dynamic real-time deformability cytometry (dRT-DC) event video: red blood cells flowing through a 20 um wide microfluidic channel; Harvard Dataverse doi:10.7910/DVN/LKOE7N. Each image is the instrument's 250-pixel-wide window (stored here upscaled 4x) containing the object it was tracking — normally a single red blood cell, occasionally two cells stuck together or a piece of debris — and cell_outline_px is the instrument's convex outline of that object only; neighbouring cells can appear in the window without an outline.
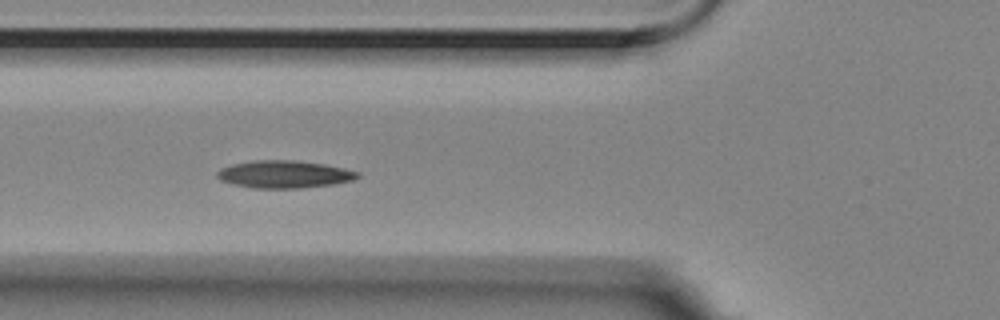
{"species": "Egyptian fruit bat (a non-hibernating species)", "species_latin": "Rousettus aegyptiacus", "temperature_condition": "room temperature", "stored_images_in_passage": 6, "camera_frame_rate_fps": 3000, "um_per_image_px": 0.085, "animal": {"sex": "female"}, "frame": {"image": 1, "passage_image": 5, "time_ms": 1.333, "image_size_px": [1000, 320], "cell_outline_px": [[360, 176], [352, 180], [336, 184], [300, 188], [252, 188], [232, 184], [220, 180], [216, 176], [216, 172], [220, 168], [232, 164], [252, 160], [292, 160], [324, 164], [344, 168], [360, 172]], "centroid_in_image_um": [24.14, 14.81], "position_along_channel_um": 101.7, "area_um2": 22.66}}
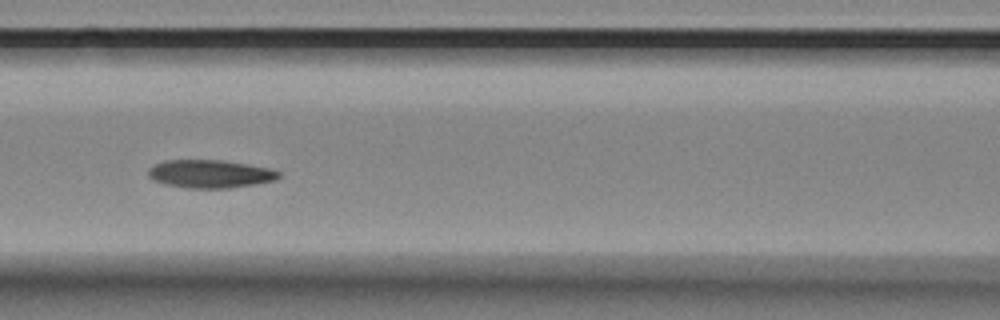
{"frame": {"image": 2, "passage_image": 6, "time_ms": 1.667, "image_size_px": [1000, 320], "cell_outline_px": [[280, 176], [276, 180], [256, 184], [228, 188], [188, 188], [164, 184], [152, 180], [148, 176], [148, 168], [164, 160], [224, 160], [248, 164], [268, 168], [280, 172]], "centroid_in_image_um": [17.84, 14.78], "position_along_channel_um": 148.8, "area_um2": 21.44}}